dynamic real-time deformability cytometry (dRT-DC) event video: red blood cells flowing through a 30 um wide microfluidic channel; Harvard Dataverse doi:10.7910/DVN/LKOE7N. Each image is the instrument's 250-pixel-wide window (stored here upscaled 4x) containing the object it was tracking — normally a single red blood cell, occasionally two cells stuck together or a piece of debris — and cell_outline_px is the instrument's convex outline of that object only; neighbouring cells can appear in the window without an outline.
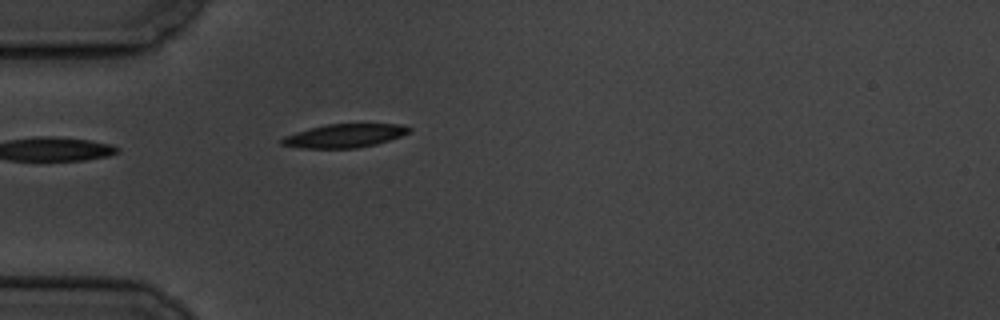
{"species": "common noctule bat (a hibernating species)", "species_latin": "Nyctalus noctula", "temperature_condition": "cold", "stored_images_in_passage": 42, "camera_frame_rate_fps": 3000, "um_per_image_px": 0.085, "animal": {"sex": "male", "body_mass_g": 19.5, "forearm_length_mm": 54.6}, "frame": {"image": 1, "passage_image": 1, "time_ms": 0.0, "image_size_px": [1000, 320], "cell_outline_px": [[412, 128], [408, 132], [400, 136], [376, 144], [356, 148], [304, 148], [280, 144], [280, 140], [284, 136], [308, 128], [328, 124], [400, 124]], "centroid_in_image_um": [29.25, 11.53], "position_along_channel_um": 55.7, "area_um2": 17.28}}
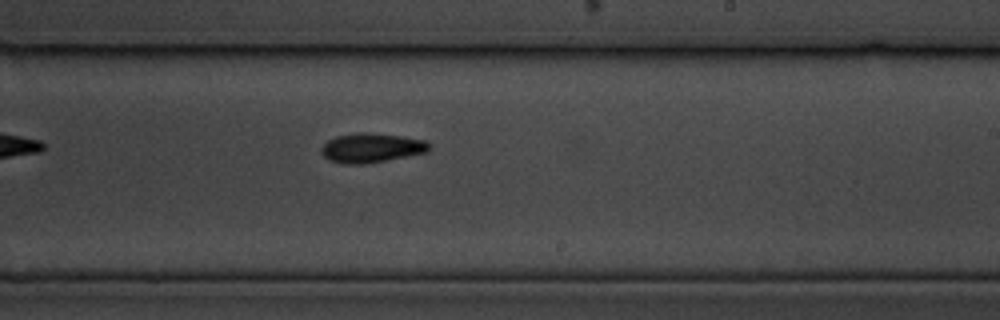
{"frame": {"image": 2, "passage_image": 19, "time_ms": 6.0, "image_size_px": [1000, 320], "cell_outline_px": [[432, 144], [428, 152], [368, 164], [344, 164], [328, 160], [324, 156], [320, 148], [328, 140], [336, 136], [356, 132], [364, 132], [400, 136], [424, 140]], "centroid_in_image_um": [31.57, 12.58], "position_along_channel_um": 257.4, "area_um2": 18.61}}
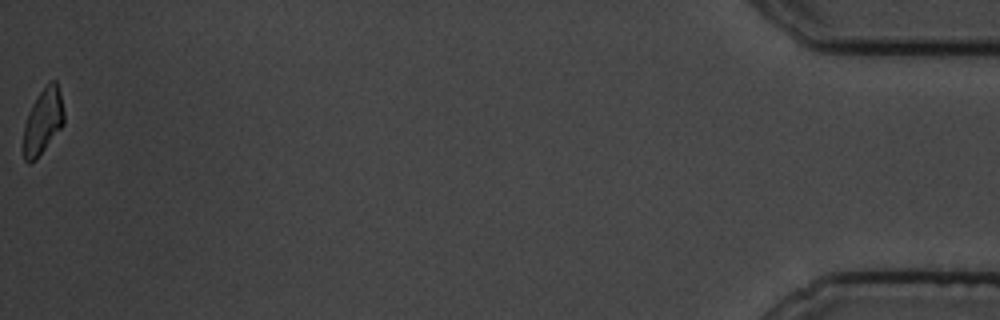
{"frame": {"image": 3, "passage_image": 42, "time_ms": 13.667, "image_size_px": [1000, 320], "cell_outline_px": [[64, 124], [36, 160], [28, 164], [24, 160], [24, 124], [28, 112], [32, 104], [48, 80], [56, 80], [60, 92], [64, 112]], "centroid_in_image_um": [3.66, 10.3], "position_along_channel_um": 431.5, "area_um2": 15.55}, "authors_computed_cell_mechanics": {"area_um2": 17.7157, "velocity_mm_per_s": 3.4861, "shape_relaxation_time_tau1_ms": 3.1397, "shape_relaxation_time_tau2_ms": null, "deformation_change_tau1": 0.1389, "deformation_change_tau2": null}}